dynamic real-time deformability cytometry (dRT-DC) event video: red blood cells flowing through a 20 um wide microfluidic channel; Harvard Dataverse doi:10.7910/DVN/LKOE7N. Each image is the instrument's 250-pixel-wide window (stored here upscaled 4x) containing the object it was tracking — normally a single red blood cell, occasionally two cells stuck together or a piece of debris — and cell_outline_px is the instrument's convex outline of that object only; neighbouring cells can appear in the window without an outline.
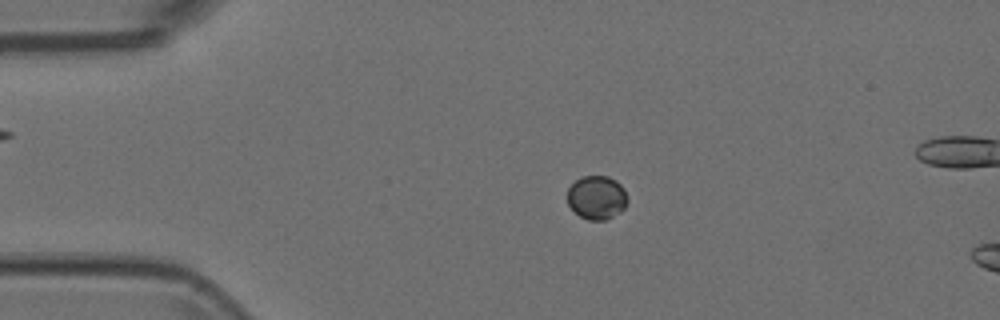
{"species": "Egyptian fruit bat (a non-hibernating species)", "species_latin": "Rousettus aegyptiacus", "temperature_condition": "room temperature", "stored_images_in_passage": 17, "camera_frame_rate_fps": 3000, "um_per_image_px": 0.085, "animal": {"sex": "female"}, "frame": {"image": 1, "passage_image": 12, "time_ms": 3.667, "image_size_px": [1000, 320], "cell_outline_px": [[628, 200], [624, 208], [620, 212], [604, 220], [588, 220], [580, 216], [568, 204], [568, 188], [576, 180], [584, 176], [608, 176], [616, 180], [624, 188]], "centroid_in_image_um": [50.74, 16.78], "position_along_channel_um": 34.3, "area_um2": 15.2}}